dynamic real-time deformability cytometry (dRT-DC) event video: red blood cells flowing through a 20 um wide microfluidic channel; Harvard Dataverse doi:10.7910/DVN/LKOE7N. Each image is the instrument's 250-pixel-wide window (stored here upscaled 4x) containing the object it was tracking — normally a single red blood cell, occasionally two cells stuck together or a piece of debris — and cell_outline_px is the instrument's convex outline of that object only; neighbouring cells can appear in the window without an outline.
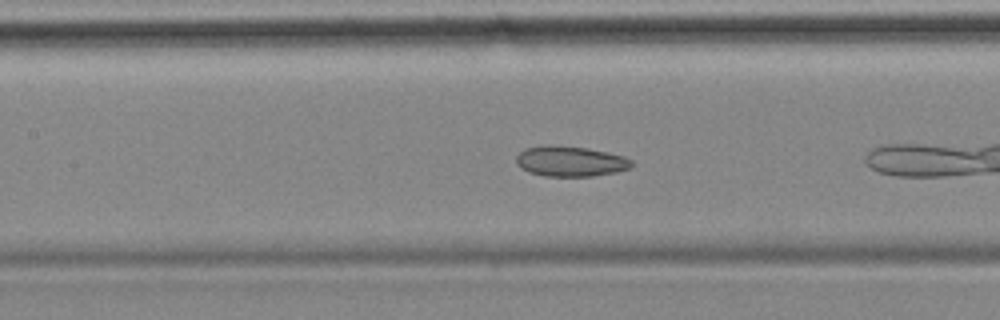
{"species": "common noctule bat (a hibernating species)", "species_latin": "Nyctalus noctula", "temperature_condition": "cold", "stored_images_in_passage": 15, "camera_frame_rate_fps": 3000, "um_per_image_px": 0.085, "animal": {"sex": "female", "body_mass_g": 18.4}, "frame": {"image": 1, "passage_image": 9, "time_ms": 2.667, "image_size_px": [1000, 320], "cell_outline_px": [[632, 164], [628, 168], [616, 172], [592, 176], [544, 176], [528, 172], [520, 168], [516, 164], [516, 156], [524, 148], [544, 144], [552, 144], [588, 148], [608, 152], [624, 156], [632, 160]], "centroid_in_image_um": [48.43, 13.69], "position_along_channel_um": 159.0, "area_um2": 20.69}}
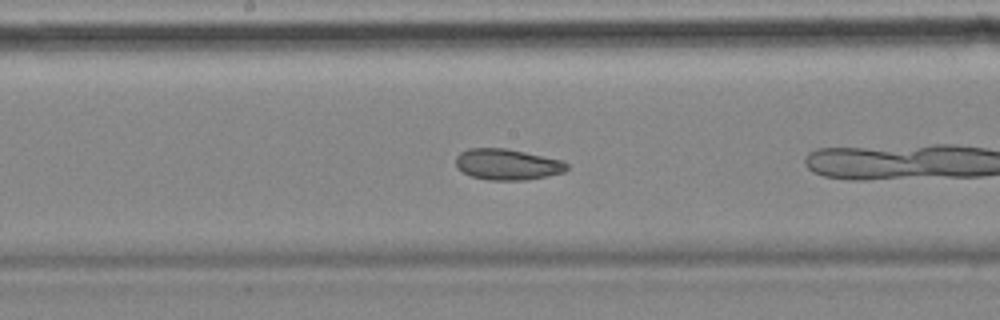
{"frame": {"image": 2, "passage_image": 13, "time_ms": 4.0, "image_size_px": [1000, 320], "cell_outline_px": [[568, 168], [564, 172], [524, 180], [488, 180], [472, 176], [456, 168], [456, 156], [460, 152], [468, 148], [504, 148], [564, 160], [568, 164]], "centroid_in_image_um": [43.11, 13.97], "position_along_channel_um": 205.1, "area_um2": 20.0}}